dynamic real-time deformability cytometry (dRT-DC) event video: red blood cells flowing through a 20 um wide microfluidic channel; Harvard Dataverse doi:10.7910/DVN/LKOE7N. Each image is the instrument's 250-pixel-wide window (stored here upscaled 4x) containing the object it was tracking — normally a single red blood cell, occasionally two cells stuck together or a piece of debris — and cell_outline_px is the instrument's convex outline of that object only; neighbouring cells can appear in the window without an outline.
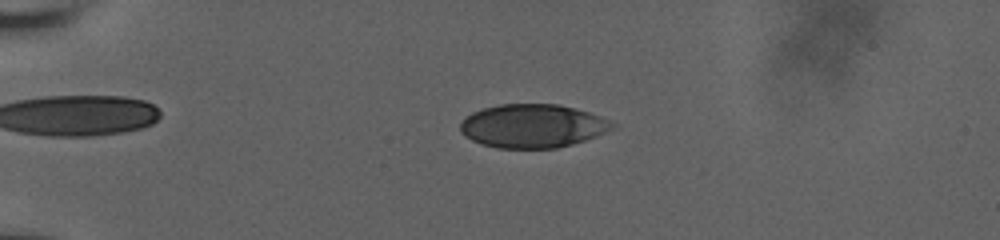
{"species": "human", "species_latin": "Homo sapiens", "temperature_condition": "room temperature", "stored_images_in_passage": 56, "camera_frame_rate_fps": 3000, "um_per_image_px": 0.085, "donor": {"sex": "male"}, "frame": {"image": 1, "passage_image": 14, "time_ms": 4.333, "image_size_px": [1000, 240], "cell_outline_px": [[616, 124], [612, 128], [596, 136], [572, 144], [556, 148], [496, 148], [480, 144], [464, 136], [460, 132], [460, 124], [472, 112], [484, 108], [500, 104], [556, 104], [588, 112], [600, 116]], "centroid_in_image_um": [45.23, 10.71], "position_along_channel_um": 39.8, "area_um2": 38.32}}
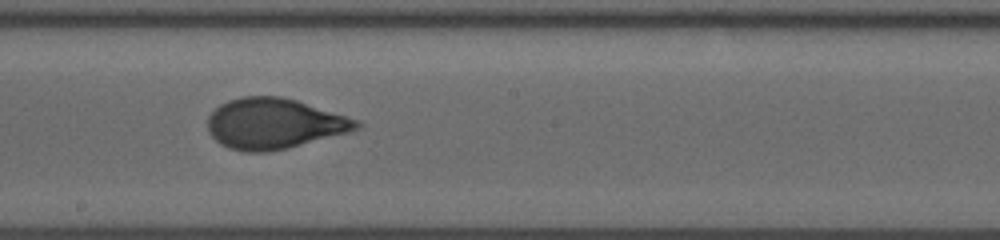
{"frame": {"image": 2, "passage_image": 33, "time_ms": 10.667, "image_size_px": [1000, 240], "cell_outline_px": [[364, 124], [360, 128], [348, 132], [288, 148], [268, 152], [244, 152], [228, 148], [220, 144], [208, 132], [208, 116], [220, 104], [228, 100], [240, 96], [280, 96], [296, 100], [360, 120]], "centroid_in_image_um": [23.3, 10.51], "position_along_channel_um": 224.9, "area_um2": 43.99}}
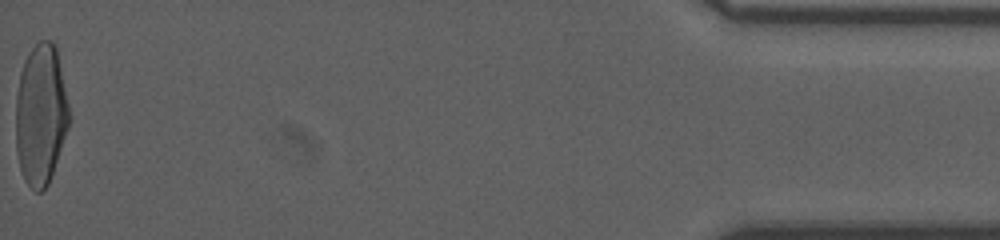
{"frame": {"image": 3, "passage_image": 56, "time_ms": 18.333, "image_size_px": [1000, 240], "cell_outline_px": [[68, 128], [48, 184], [40, 192], [36, 192], [24, 180], [20, 172], [16, 152], [16, 96], [20, 72], [24, 60], [28, 52], [40, 40], [52, 40], [56, 44], [68, 104]], "centroid_in_image_um": [3.44, 9.72], "position_along_channel_um": 431.8, "area_um2": 43.81}, "authors_computed_cell_mechanics": {"area_um2": 42.6853, "velocity_mm_per_s": 3.8296, "shape_relaxation_time_tau1_ms": 4.4564, "shape_relaxation_time_tau2_ms": null, "deformation_change_tau1": 0.2102, "deformation_change_tau2": null}}